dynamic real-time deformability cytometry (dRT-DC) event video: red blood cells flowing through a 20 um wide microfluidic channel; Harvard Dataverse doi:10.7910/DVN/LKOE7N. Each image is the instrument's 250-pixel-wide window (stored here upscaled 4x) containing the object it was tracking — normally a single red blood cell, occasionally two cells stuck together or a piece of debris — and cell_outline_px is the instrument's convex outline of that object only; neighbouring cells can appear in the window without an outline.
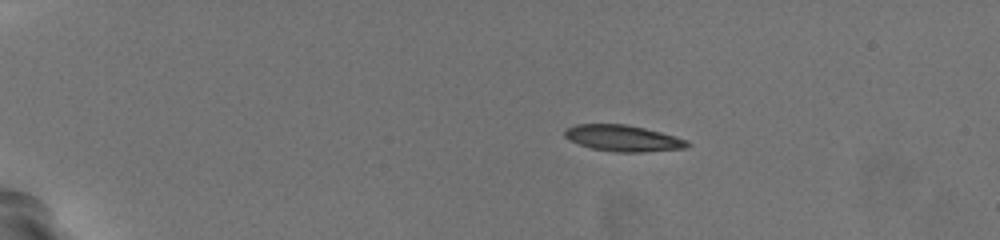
{"species": "common noctule bat (a hibernating species)", "species_latin": "Nyctalus noctula", "temperature_condition": "warm", "stored_images_in_passage": 46, "camera_frame_rate_fps": 3000, "um_per_image_px": 0.085, "animal": {"sex": "female", "body_mass_g": 19.5, "forearm_length_mm": 54.1}, "frame": {"image": 1, "passage_image": 1, "time_ms": 0.0, "image_size_px": [1000, 240], "cell_outline_px": [[692, 144], [688, 148], [644, 152], [616, 152], [592, 148], [568, 140], [564, 136], [564, 128], [576, 124], [628, 124], [676, 136], [688, 140]], "centroid_in_image_um": [52.98, 11.75], "position_along_channel_um": 32.0, "area_um2": 18.96}}
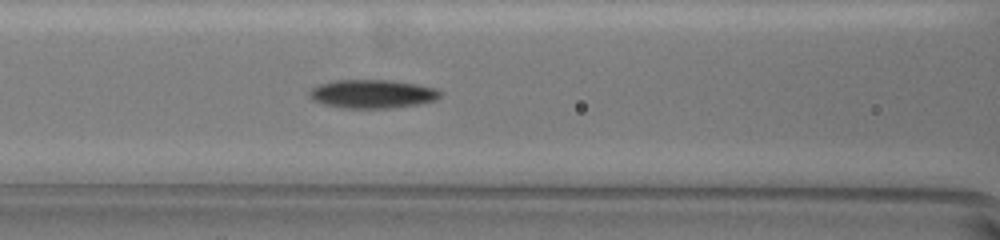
{"frame": {"image": 2, "passage_image": 17, "time_ms": 5.333, "image_size_px": [1000, 240], "cell_outline_px": [[440, 96], [436, 100], [420, 104], [388, 108], [340, 108], [324, 104], [312, 100], [308, 96], [308, 92], [312, 88], [320, 84], [336, 80], [392, 80], [416, 84], [436, 88], [440, 92]], "centroid_in_image_um": [31.63, 7.98], "position_along_channel_um": 135.0, "area_um2": 21.85}}
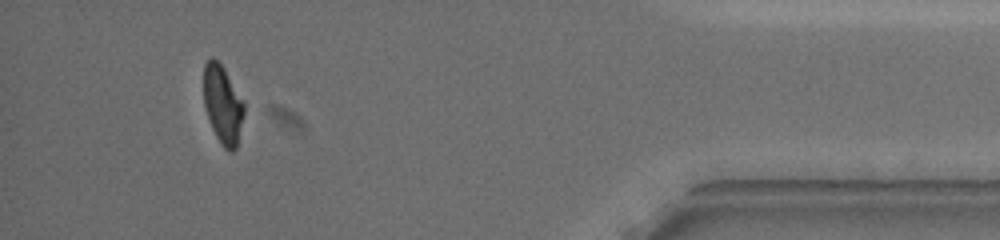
{"frame": {"image": 3, "passage_image": 43, "time_ms": 14.0, "image_size_px": [1000, 240], "cell_outline_px": [[244, 112], [236, 148], [232, 152], [224, 148], [216, 136], [212, 128], [204, 104], [204, 64], [212, 56], [224, 68], [244, 100]], "centroid_in_image_um": [18.94, 8.86], "position_along_channel_um": 416.3, "area_um2": 18.26}, "authors_computed_cell_mechanics": {"area_um2": 20.4901, "velocity_mm_per_s": 3.7786, "shape_relaxation_time_tau1_ms": 4.2628, "shape_relaxation_time_tau2_ms": 2.7478, "deformation_change_tau1": 0.1762, "deformation_change_tau2": 0.087}}